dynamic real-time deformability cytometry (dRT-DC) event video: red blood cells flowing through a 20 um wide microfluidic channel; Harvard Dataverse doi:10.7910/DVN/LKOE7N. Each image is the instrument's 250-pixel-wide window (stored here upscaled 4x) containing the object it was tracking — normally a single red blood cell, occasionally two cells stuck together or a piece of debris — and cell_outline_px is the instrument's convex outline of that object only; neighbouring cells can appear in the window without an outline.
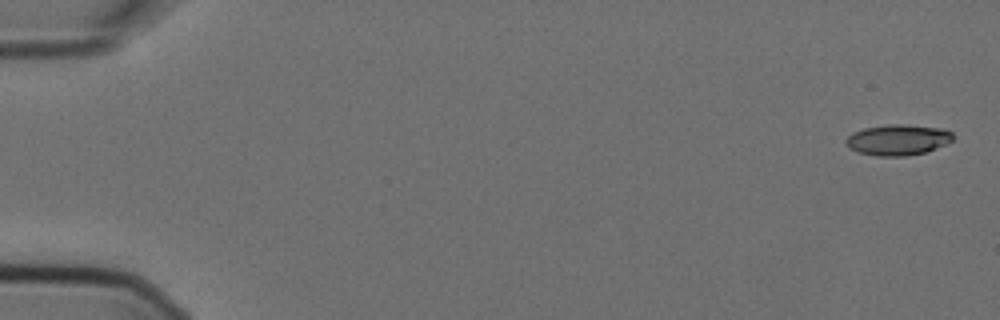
{"species": "Egyptian fruit bat (a non-hibernating species)", "species_latin": "Rousettus aegyptiacus", "temperature_condition": "cold", "stored_images_in_passage": 3, "camera_frame_rate_fps": 3000, "um_per_image_px": 0.085, "animal": {"sex": "female"}, "frame": {"image": 1, "passage_image": 1, "time_ms": 0.0, "image_size_px": [1000, 320], "cell_outline_px": [[952, 140], [936, 148], [924, 152], [904, 156], [876, 156], [860, 152], [848, 148], [844, 144], [844, 140], [852, 132], [864, 128], [888, 124], [904, 124], [940, 128], [952, 132]], "centroid_in_image_um": [76.25, 11.88], "position_along_channel_um": 8.7, "area_um2": 19.13}}
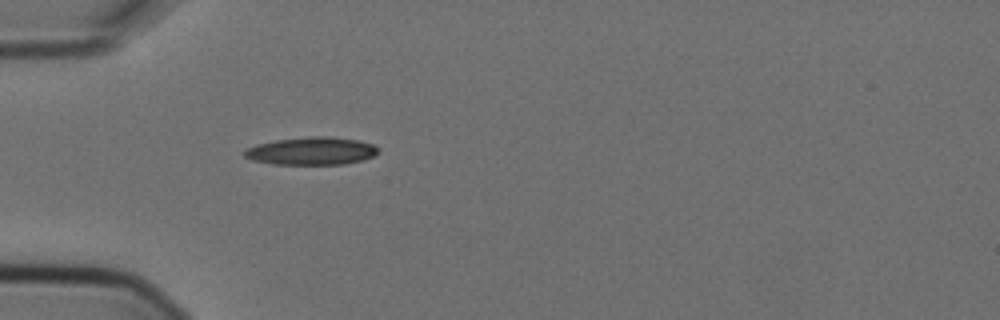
{"frame": {"image": 2, "passage_image": 3, "time_ms": 0.667, "image_size_px": [1000, 320], "cell_outline_px": [[376, 152], [372, 156], [364, 160], [344, 164], [272, 164], [252, 160], [244, 156], [244, 152], [248, 148], [256, 144], [276, 140], [308, 136], [328, 136], [356, 140], [372, 144], [376, 148]], "centroid_in_image_um": [26.44, 12.83], "position_along_channel_um": 58.6, "area_um2": 21.44}}